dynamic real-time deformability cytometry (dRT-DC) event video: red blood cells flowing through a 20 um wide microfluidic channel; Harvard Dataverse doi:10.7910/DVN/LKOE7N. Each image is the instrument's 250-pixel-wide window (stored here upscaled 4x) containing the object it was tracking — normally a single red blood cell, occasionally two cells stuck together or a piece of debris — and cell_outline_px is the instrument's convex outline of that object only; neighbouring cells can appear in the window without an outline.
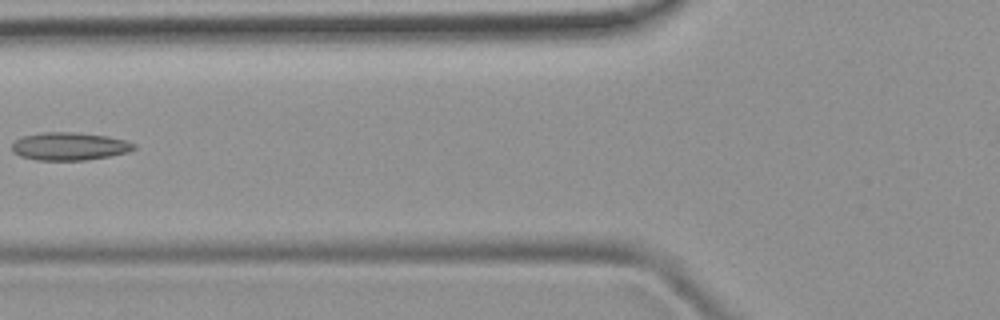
{"species": "common noctule bat (a hibernating species)", "species_latin": "Nyctalus noctula", "temperature_condition": "room temperature", "stored_images_in_passage": 7, "camera_frame_rate_fps": 3000, "um_per_image_px": 0.085, "animal": {"sex": "female", "body_mass_g": 19.9}, "frame": {"image": 1, "passage_image": 5, "time_ms": 5.667, "image_size_px": [1000, 320], "cell_outline_px": [[136, 148], [128, 152], [108, 156], [84, 160], [36, 160], [20, 156], [12, 152], [12, 144], [16, 140], [24, 136], [44, 132], [72, 132], [108, 136], [124, 140], [136, 144]], "centroid_in_image_um": [5.89, 12.44], "position_along_channel_um": 119.9, "area_um2": 19.71}}
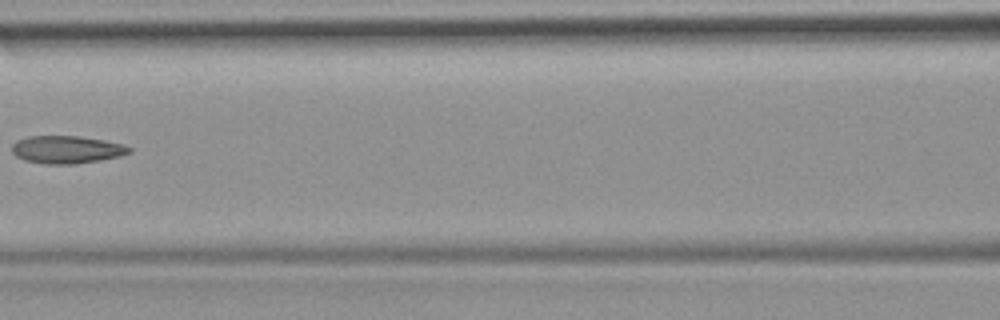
{"frame": {"image": 2, "passage_image": 6, "time_ms": 6.667, "image_size_px": [1000, 320], "cell_outline_px": [[132, 152], [120, 156], [100, 160], [76, 164], [44, 164], [24, 160], [16, 156], [12, 152], [12, 144], [16, 140], [28, 136], [80, 136], [104, 140], [124, 144], [132, 148]], "centroid_in_image_um": [5.67, 12.71], "position_along_channel_um": 160.9, "area_um2": 19.13}}
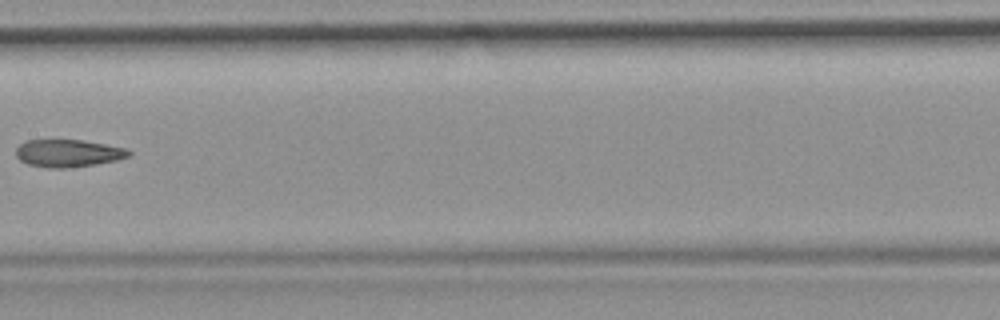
{"frame": {"image": 3, "passage_image": 7, "time_ms": 7.667, "image_size_px": [1000, 320], "cell_outline_px": [[132, 152], [128, 156], [116, 160], [96, 164], [64, 168], [48, 168], [28, 164], [20, 160], [16, 156], [16, 148], [24, 140], [84, 140], [124, 148]], "centroid_in_image_um": [5.75, 13.02], "position_along_channel_um": 201.7, "area_um2": 17.98}}